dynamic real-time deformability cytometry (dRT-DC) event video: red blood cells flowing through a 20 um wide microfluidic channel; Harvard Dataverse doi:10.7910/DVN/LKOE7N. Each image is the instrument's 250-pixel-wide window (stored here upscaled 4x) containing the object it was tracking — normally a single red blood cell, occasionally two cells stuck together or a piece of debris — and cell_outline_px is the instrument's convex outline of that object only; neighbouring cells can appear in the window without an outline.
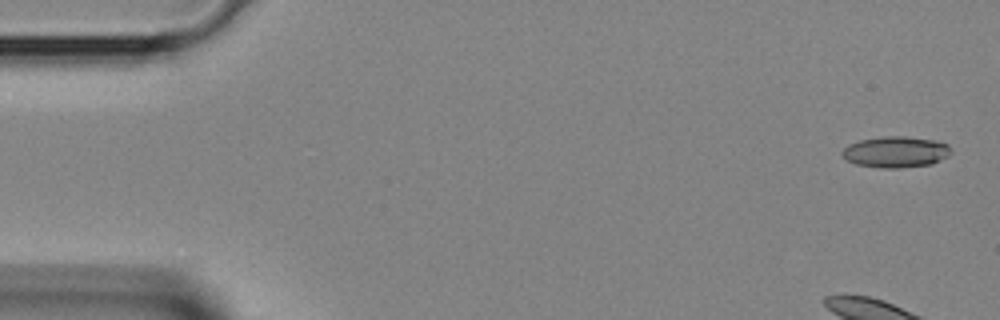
{"species": "Egyptian fruit bat (a non-hibernating species)", "species_latin": "Rousettus aegyptiacus", "temperature_condition": "room temperature", "stored_images_in_passage": 4, "camera_frame_rate_fps": 3000, "um_per_image_px": 0.085, "animal": {"sex": "female"}, "frame": {"image": 1, "passage_image": 1, "time_ms": 0.0, "image_size_px": [1000, 320], "cell_outline_px": [[952, 152], [948, 156], [932, 164], [900, 168], [880, 168], [856, 164], [848, 160], [840, 152], [848, 144], [860, 140], [884, 136], [904, 136], [932, 140], [948, 144]], "centroid_in_image_um": [76.14, 12.92], "position_along_channel_um": 8.9, "area_um2": 19.71}}